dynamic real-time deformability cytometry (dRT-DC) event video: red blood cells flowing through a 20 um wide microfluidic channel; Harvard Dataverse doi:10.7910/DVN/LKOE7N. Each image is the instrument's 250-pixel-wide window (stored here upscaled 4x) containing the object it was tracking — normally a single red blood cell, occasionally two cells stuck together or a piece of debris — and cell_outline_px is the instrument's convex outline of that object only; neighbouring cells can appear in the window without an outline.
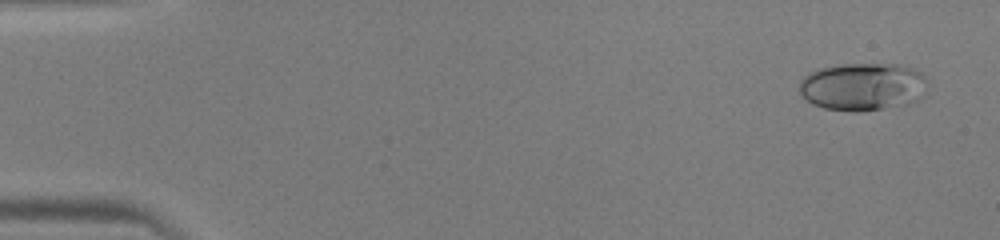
{"species": "human", "species_latin": "Homo sapiens", "temperature_condition": "warm", "stored_images_in_passage": 47, "camera_frame_rate_fps": 3000, "um_per_image_px": 0.085, "donor": {"sex": "male"}, "frame": {"image": 1, "passage_image": 3, "time_ms": 0.667, "image_size_px": [1000, 240], "cell_outline_px": [[928, 96], [916, 100], [880, 108], [860, 112], [856, 112], [824, 108], [812, 104], [800, 92], [800, 80], [808, 72], [820, 68], [840, 64], [900, 64], [912, 68], [920, 72], [924, 76], [928, 84]], "centroid_in_image_um": [73.36, 7.35], "position_along_channel_um": 11.6, "area_um2": 35.84}}
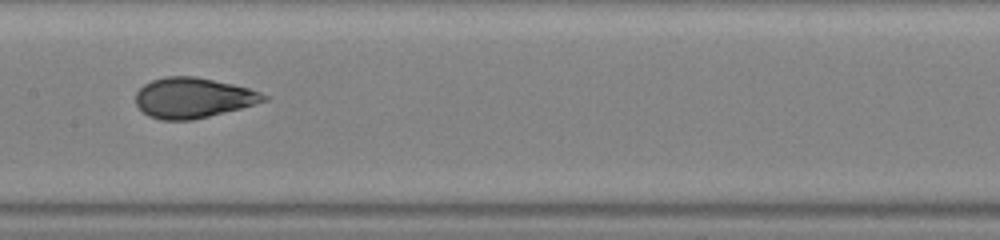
{"frame": {"image": 2, "passage_image": 25, "time_ms": 8.0, "image_size_px": [1000, 240], "cell_outline_px": [[268, 100], [256, 104], [192, 120], [160, 120], [148, 116], [136, 104], [136, 92], [144, 84], [152, 80], [168, 76], [196, 76], [232, 84], [248, 88], [260, 92], [268, 96]], "centroid_in_image_um": [16.4, 8.31], "position_along_channel_um": 191.0, "area_um2": 29.94}}
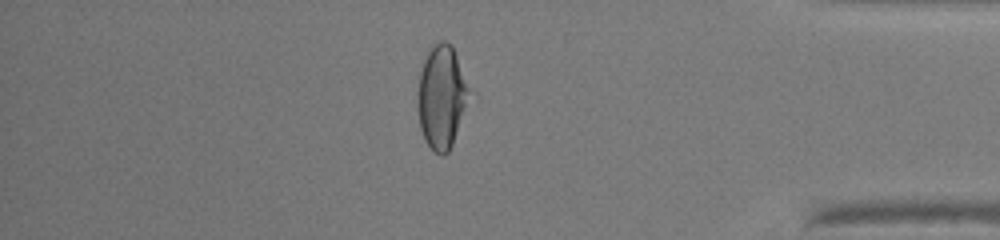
{"frame": {"image": 3, "passage_image": 41, "time_ms": 13.333, "image_size_px": [1000, 240], "cell_outline_px": [[468, 88], [464, 104], [452, 144], [448, 152], [444, 156], [436, 152], [424, 140], [420, 128], [416, 104], [416, 100], [420, 72], [428, 48], [440, 40], [444, 40], [452, 44]], "centroid_in_image_um": [37.45, 8.19], "position_along_channel_um": 397.8, "area_um2": 30.06}}